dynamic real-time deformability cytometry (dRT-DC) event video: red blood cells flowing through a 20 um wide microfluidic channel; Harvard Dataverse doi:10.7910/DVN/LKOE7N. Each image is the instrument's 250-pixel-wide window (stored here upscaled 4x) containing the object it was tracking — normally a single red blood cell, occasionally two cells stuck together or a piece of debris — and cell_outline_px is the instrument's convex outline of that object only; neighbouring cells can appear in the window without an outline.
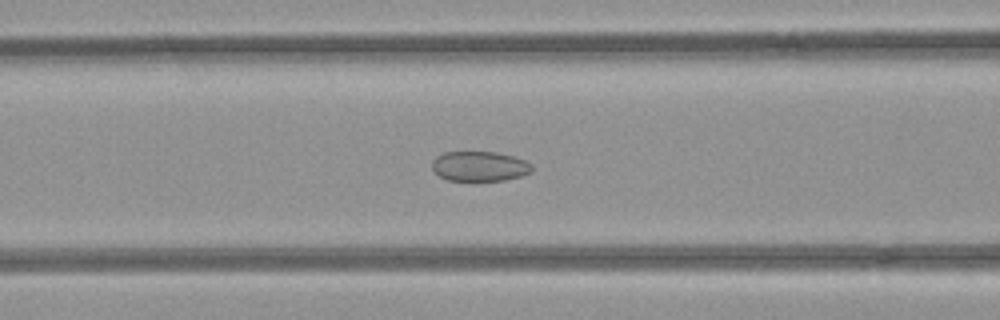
{"species": "common noctule bat (a hibernating species)", "species_latin": "Nyctalus noctula", "temperature_condition": "room temperature", "stored_images_in_passage": 52, "camera_frame_rate_fps": 3000, "um_per_image_px": 0.085, "animal": {"sex": "female", "body_mass_g": 21.9}, "frame": {"image": 1, "passage_image": 21, "time_ms": 6.667, "image_size_px": [1000, 320], "cell_outline_px": [[532, 172], [520, 176], [504, 180], [448, 180], [440, 176], [432, 168], [432, 160], [436, 156], [444, 152], [496, 152], [512, 156], [524, 160], [532, 164]], "centroid_in_image_um": [40.76, 14.12], "position_along_channel_um": 125.8, "area_um2": 17.28}}
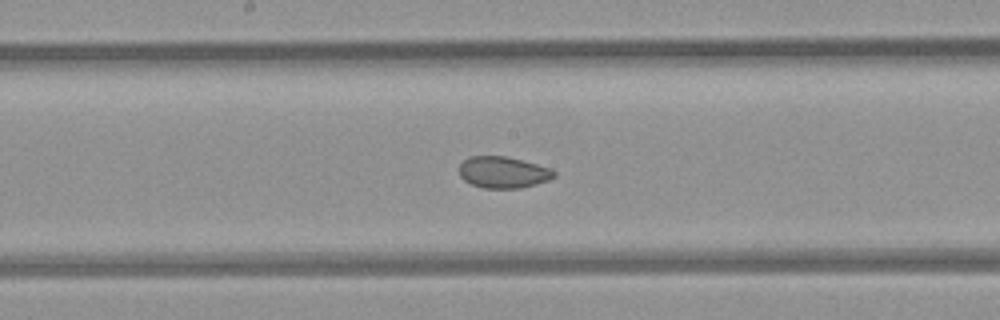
{"frame": {"image": 2, "passage_image": 27, "time_ms": 8.667, "image_size_px": [1000, 320], "cell_outline_px": [[556, 176], [548, 180], [536, 184], [520, 188], [484, 188], [472, 184], [464, 180], [460, 176], [460, 164], [468, 156], [504, 156], [552, 168], [556, 172]], "centroid_in_image_um": [42.78, 14.64], "position_along_channel_um": 205.4, "area_um2": 17.34}}
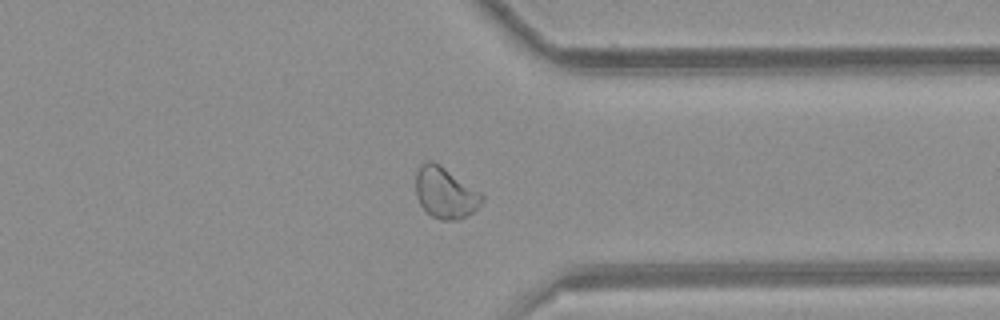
{"frame": {"image": 3, "passage_image": 40, "time_ms": 13.0, "image_size_px": [1000, 320], "cell_outline_px": [[484, 200], [472, 212], [460, 220], [440, 220], [432, 216], [420, 204], [416, 196], [416, 172], [420, 164], [428, 160], [432, 160], [440, 164], [480, 192], [484, 196]], "centroid_in_image_um": [37.83, 16.38], "position_along_channel_um": 373.6, "area_um2": 19.71}, "authors_computed_cell_mechanics": {"area_um2": 20.1722, "velocity_mm_per_s": 3.9654, "shape_relaxation_time_tau1_ms": null, "shape_relaxation_time_tau2_ms": 1.3384, "deformation_change_tau1": null, "deformation_change_tau2": 0.053}}